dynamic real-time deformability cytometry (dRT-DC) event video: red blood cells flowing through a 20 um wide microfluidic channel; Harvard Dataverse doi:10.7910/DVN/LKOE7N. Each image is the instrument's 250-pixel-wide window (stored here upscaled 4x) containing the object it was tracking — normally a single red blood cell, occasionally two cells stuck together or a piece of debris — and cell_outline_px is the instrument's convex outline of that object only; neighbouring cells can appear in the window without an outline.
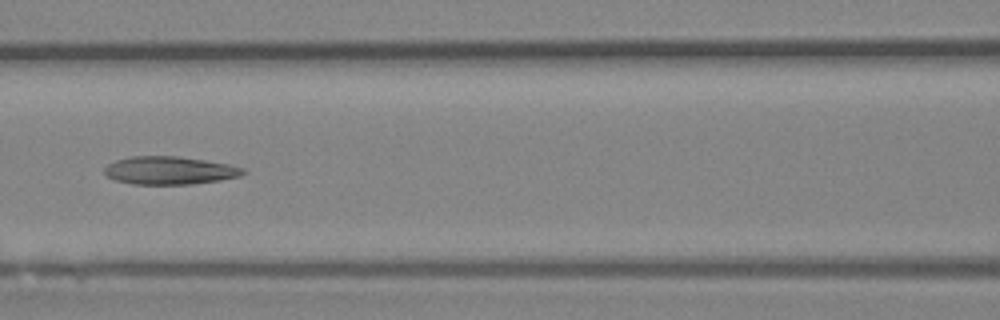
{"species": "Egyptian fruit bat (a non-hibernating species)", "species_latin": "Rousettus aegyptiacus", "temperature_condition": "room temperature", "stored_images_in_passage": 8, "segment_of_instrument_passage": [1, 2], "camera_frame_rate_fps": 3000, "um_per_image_px": 0.085, "animal": {"sex": "female"}, "frame": {"image": 1, "passage_image": 7, "time_ms": 2.0, "image_size_px": [1000, 320], "cell_outline_px": [[248, 172], [240, 176], [220, 180], [192, 184], [132, 184], [116, 180], [104, 176], [104, 168], [108, 164], [116, 160], [132, 156], [176, 156], [204, 160], [228, 164], [244, 168]], "centroid_in_image_um": [14.41, 14.49], "position_along_channel_um": 152.2, "area_um2": 22.66}}